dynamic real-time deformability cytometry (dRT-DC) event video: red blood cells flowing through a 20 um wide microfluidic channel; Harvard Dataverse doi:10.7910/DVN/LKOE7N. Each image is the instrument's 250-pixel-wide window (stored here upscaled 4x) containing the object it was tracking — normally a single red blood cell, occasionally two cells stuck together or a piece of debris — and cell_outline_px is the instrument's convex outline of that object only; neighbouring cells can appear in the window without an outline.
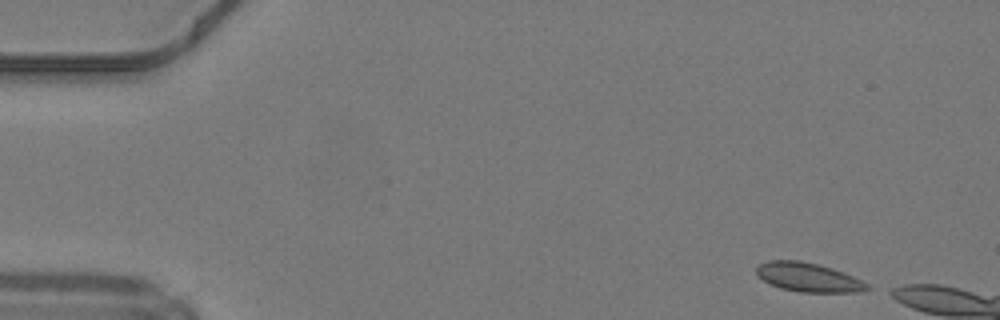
{"species": "common noctule bat (a hibernating species)", "species_latin": "Nyctalus noctula", "temperature_condition": "warm", "stored_images_in_passage": 11, "camera_frame_rate_fps": 3000, "um_per_image_px": 0.085, "animal": {"sex": "male", "body_mass_g": 19.2, "forearm_length_mm": 51.8}, "frame": {"image": 1, "passage_image": 1, "time_ms": 0.0, "image_size_px": [1000, 320], "cell_outline_px": [[872, 288], [856, 292], [800, 292], [780, 288], [764, 280], [756, 272], [756, 268], [760, 264], [768, 260], [800, 260], [832, 268], [844, 272], [868, 284]], "centroid_in_image_um": [68.71, 23.57], "position_along_channel_um": 16.3, "area_um2": 18.5}}